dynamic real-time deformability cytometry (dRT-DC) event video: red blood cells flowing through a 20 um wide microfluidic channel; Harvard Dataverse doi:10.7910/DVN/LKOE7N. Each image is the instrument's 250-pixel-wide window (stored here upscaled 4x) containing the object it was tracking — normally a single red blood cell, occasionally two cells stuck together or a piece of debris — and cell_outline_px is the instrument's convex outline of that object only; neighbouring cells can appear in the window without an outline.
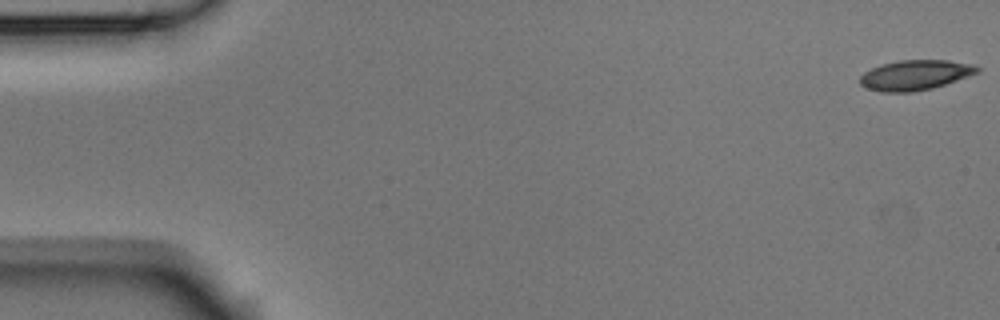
{"species": "Egyptian fruit bat (a non-hibernating species)", "species_latin": "Rousettus aegyptiacus", "temperature_condition": "room temperature", "stored_images_in_passage": 14, "camera_frame_rate_fps": 3000, "um_per_image_px": 0.085, "animal": {"sex": "male"}, "frame": {"image": 1, "passage_image": 1, "time_ms": 0.0, "image_size_px": [1000, 320], "cell_outline_px": [[980, 72], [932, 88], [912, 92], [880, 92], [864, 88], [860, 84], [860, 76], [864, 72], [880, 64], [900, 60], [948, 60], [972, 64], [980, 68]], "centroid_in_image_um": [77.75, 6.38], "position_along_channel_um": 7.2, "area_um2": 20.58}}
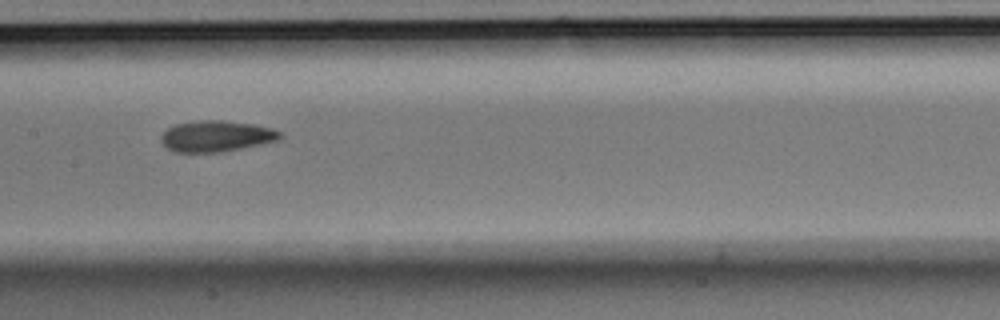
{"frame": {"image": 2, "passage_image": 8, "time_ms": 2.333, "image_size_px": [1000, 320], "cell_outline_px": [[284, 136], [280, 140], [220, 152], [176, 152], [168, 148], [160, 140], [160, 136], [168, 128], [176, 124], [200, 120], [224, 120], [252, 124], [272, 128], [280, 132]], "centroid_in_image_um": [18.4, 11.57], "position_along_channel_um": 189.0, "area_um2": 21.44}}
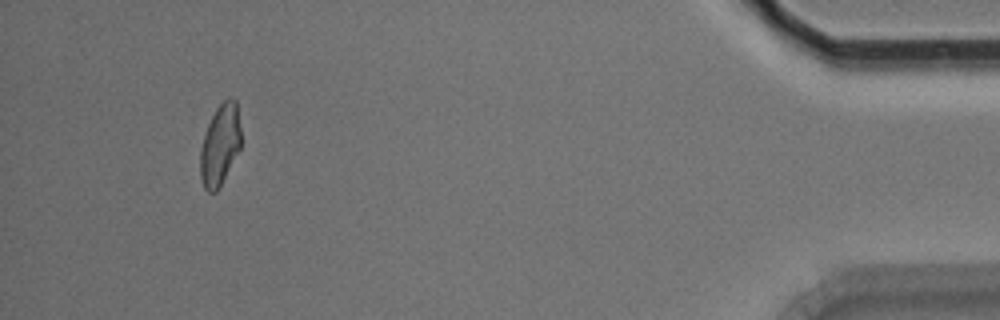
{"frame": {"image": 3, "passage_image": 14, "time_ms": 4.333, "image_size_px": [1000, 320], "cell_outline_px": [[240, 148], [216, 192], [208, 192], [204, 188], [200, 176], [200, 148], [204, 132], [216, 108], [228, 96], [232, 96], [236, 100], [240, 128]], "centroid_in_image_um": [18.68, 12.28], "position_along_channel_um": 416.5, "area_um2": 19.13}}